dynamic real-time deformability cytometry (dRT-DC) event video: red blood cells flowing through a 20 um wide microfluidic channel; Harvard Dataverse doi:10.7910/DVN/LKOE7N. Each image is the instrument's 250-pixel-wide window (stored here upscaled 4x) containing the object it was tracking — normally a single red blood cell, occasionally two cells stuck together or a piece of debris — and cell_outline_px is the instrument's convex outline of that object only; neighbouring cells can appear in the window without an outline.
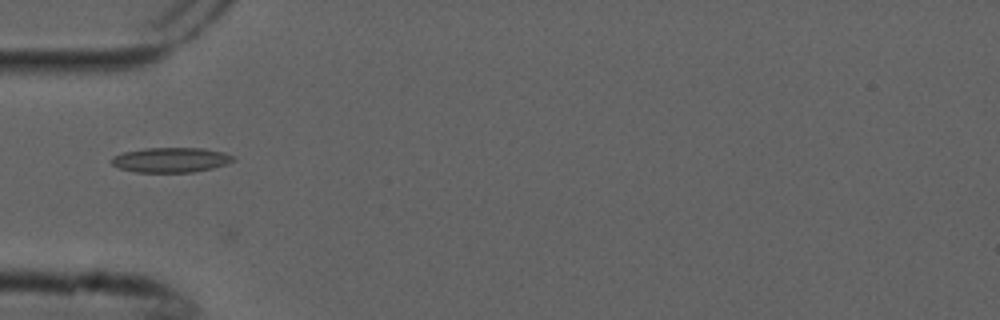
{"species": "common noctule bat (a hibernating species)", "species_latin": "Nyctalus noctula", "temperature_condition": "cold", "stored_images_in_passage": 5, "camera_frame_rate_fps": 3000, "um_per_image_px": 0.085, "animal": {"sex": "male", "forearm_length_mm": 52.5}, "frame": {"image": 1, "passage_image": 5, "time_ms": 1.333, "image_size_px": [1000, 320], "cell_outline_px": [[236, 160], [228, 164], [212, 168], [192, 172], [136, 172], [120, 168], [112, 164], [112, 156], [124, 152], [144, 148], [204, 148], [224, 152], [236, 156]], "centroid_in_image_um": [14.58, 13.58], "position_along_channel_um": 70.4, "area_um2": 17.74}}